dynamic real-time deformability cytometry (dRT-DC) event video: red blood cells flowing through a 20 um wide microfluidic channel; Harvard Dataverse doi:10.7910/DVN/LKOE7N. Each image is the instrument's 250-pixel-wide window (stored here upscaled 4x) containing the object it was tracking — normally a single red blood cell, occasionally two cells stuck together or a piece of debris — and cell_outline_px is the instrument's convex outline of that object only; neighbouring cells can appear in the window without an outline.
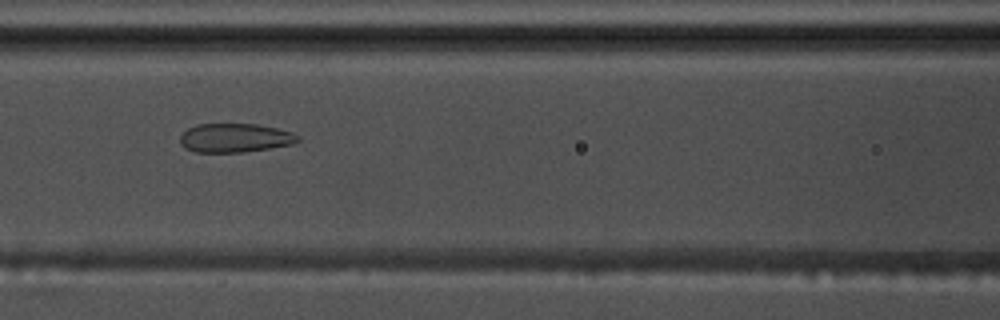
{"species": "common noctule bat (a hibernating species)", "species_latin": "Nyctalus noctula", "temperature_condition": "warm", "stored_images_in_passage": 42, "camera_frame_rate_fps": 3000, "um_per_image_px": 0.085, "animal": {"sex": "male", "body_mass_g": 17.5, "forearm_length_mm": 52.3}, "frame": {"image": 1, "passage_image": 11, "time_ms": 3.333, "image_size_px": [1000, 320], "cell_outline_px": [[300, 140], [292, 144], [244, 152], [196, 152], [184, 148], [180, 144], [180, 136], [188, 128], [196, 124], [256, 124], [276, 128], [292, 132], [300, 136]], "centroid_in_image_um": [19.96, 11.72], "position_along_channel_um": 146.6, "area_um2": 19.83}}
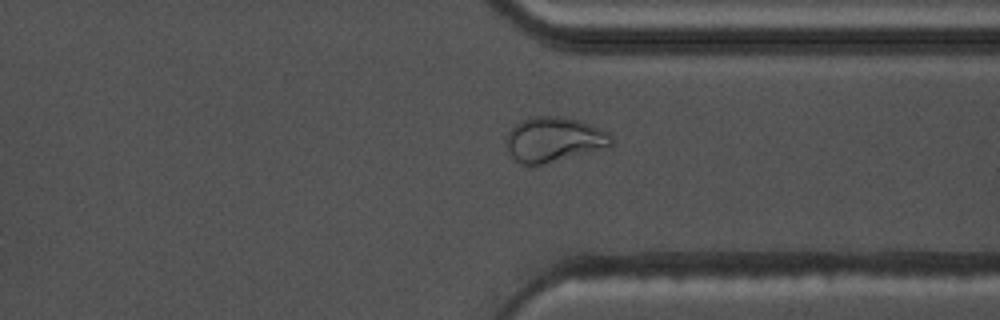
{"frame": {"image": 2, "passage_image": 29, "time_ms": 9.333, "image_size_px": [1000, 320], "cell_outline_px": [[612, 144], [540, 164], [520, 164], [512, 156], [504, 140], [508, 132], [516, 124], [524, 120], [536, 116], [560, 116], [576, 120], [600, 128], [608, 132], [612, 136]], "centroid_in_image_um": [47.01, 11.82], "position_along_channel_um": 364.4, "area_um2": 26.36}}
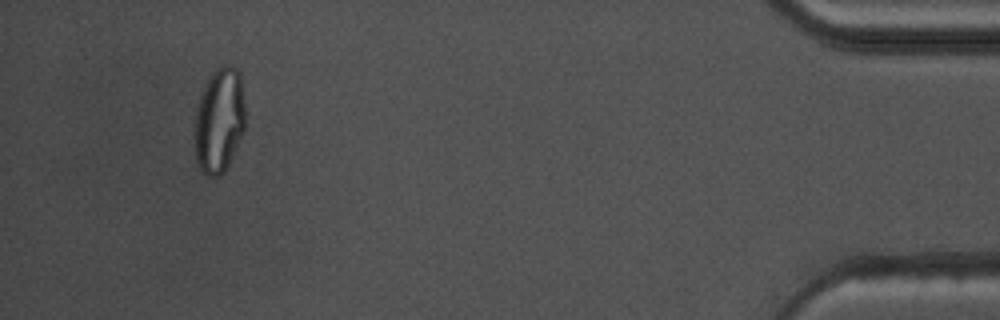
{"frame": {"image": 3, "passage_image": 39, "time_ms": 12.667, "image_size_px": [1000, 320], "cell_outline_px": [[244, 128], [228, 164], [224, 172], [216, 176], [208, 176], [200, 168], [196, 160], [196, 108], [200, 92], [208, 76], [220, 64], [228, 64], [236, 68], [240, 72], [244, 104]], "centroid_in_image_um": [18.63, 10.14], "position_along_channel_um": 416.6, "area_um2": 30.75}, "authors_computed_cell_mechanics": {"area_um2": 22.8021, "velocity_mm_per_s": 3.6337, "shape_relaxation_time_tau1_ms": null, "shape_relaxation_time_tau2_ms": 1.1736, "deformation_change_tau1": null, "deformation_change_tau2": 0.081}}